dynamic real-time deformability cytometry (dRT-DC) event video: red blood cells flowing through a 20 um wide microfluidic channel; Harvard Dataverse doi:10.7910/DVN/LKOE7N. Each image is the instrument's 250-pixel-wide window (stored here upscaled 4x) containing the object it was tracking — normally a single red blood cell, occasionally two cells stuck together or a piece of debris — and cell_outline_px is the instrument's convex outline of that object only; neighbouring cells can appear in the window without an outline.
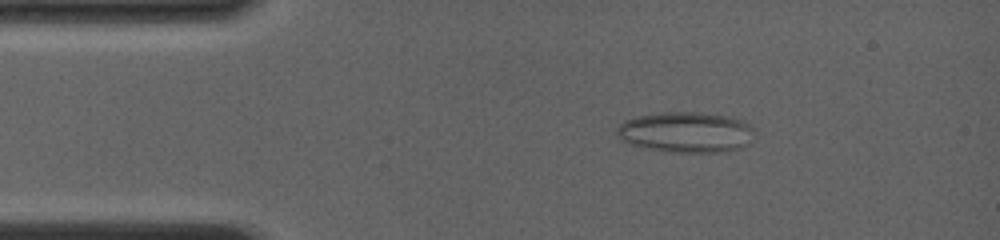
{"species": "common noctule bat (a hibernating species)", "species_latin": "Nyctalus noctula", "temperature_condition": "room temperature", "stored_images_in_passage": 34, "camera_frame_rate_fps": 4000, "um_per_image_px": 0.085, "animal": {"sex": "female", "body_mass_g": 19.0, "forearm_length_mm": 56.7}, "frame": {"image": 1, "passage_image": 4, "time_ms": 1.75, "image_size_px": [1000, 240], "cell_outline_px": [[752, 128], [748, 144], [740, 148], [720, 152], [668, 152], [644, 148], [620, 140], [616, 136], [616, 128], [624, 120], [636, 116], [660, 112], [700, 112], [732, 116], [748, 124]], "centroid_in_image_um": [58.24, 11.23], "position_along_channel_um": 26.8, "area_um2": 32.71}}
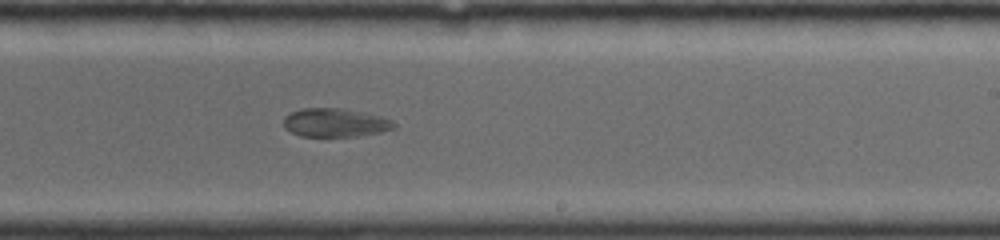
{"frame": {"image": 2, "passage_image": 19, "time_ms": 8.75, "image_size_px": [1000, 240], "cell_outline_px": [[396, 128], [380, 132], [356, 136], [300, 136], [284, 128], [284, 116], [292, 112], [304, 108], [344, 108], [380, 116], [392, 120], [396, 124]], "centroid_in_image_um": [28.5, 10.42], "position_along_channel_um": 260.5, "area_um2": 18.32}}
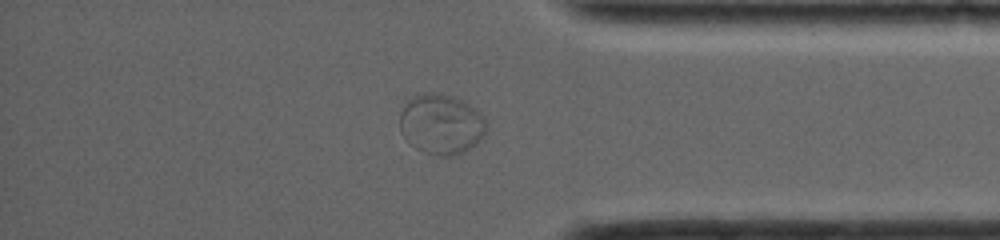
{"frame": {"image": 3, "passage_image": 30, "time_ms": 12.25, "image_size_px": [1000, 240], "cell_outline_px": [[488, 128], [476, 144], [464, 152], [452, 156], [436, 156], [424, 152], [408, 144], [400, 132], [400, 112], [404, 104], [412, 96], [424, 92], [440, 92], [464, 100], [476, 108], [484, 116], [488, 124]], "centroid_in_image_um": [37.5, 10.54], "position_along_channel_um": 397.7, "area_um2": 31.15}}